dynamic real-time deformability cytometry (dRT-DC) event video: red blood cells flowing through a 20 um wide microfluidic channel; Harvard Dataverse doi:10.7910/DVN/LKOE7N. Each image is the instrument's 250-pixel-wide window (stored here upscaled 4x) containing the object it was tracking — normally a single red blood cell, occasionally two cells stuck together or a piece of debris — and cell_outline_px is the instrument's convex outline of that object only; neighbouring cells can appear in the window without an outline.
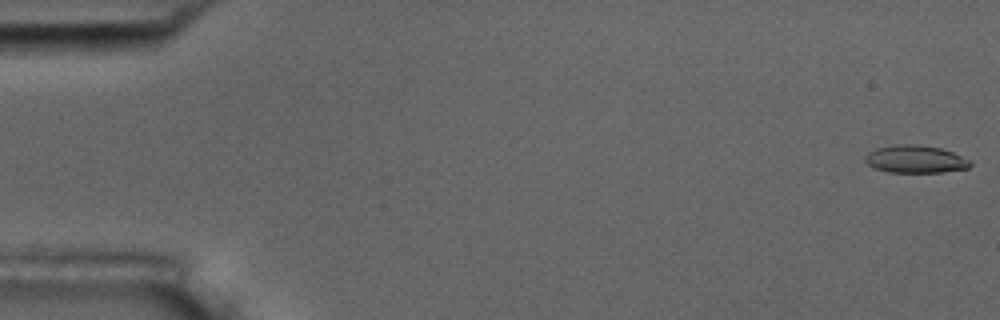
{"species": "common noctule bat (a hibernating species)", "species_latin": "Nyctalus noctula", "temperature_condition": "room temperature", "stored_images_in_passage": 55, "camera_frame_rate_fps": 3000, "um_per_image_px": 0.085, "animal": {"sex": "male", "body_mass_g": 17.5, "forearm_length_mm": 52.3}, "frame": {"image": 1, "passage_image": 1, "time_ms": 0.0, "image_size_px": [1000, 320], "cell_outline_px": [[972, 164], [968, 168], [944, 172], [888, 172], [876, 168], [868, 164], [864, 160], [864, 156], [868, 152], [876, 148], [896, 144], [916, 144], [940, 148], [952, 152], [972, 160]], "centroid_in_image_um": [77.82, 13.52], "position_along_channel_um": 7.2, "area_um2": 16.99}}
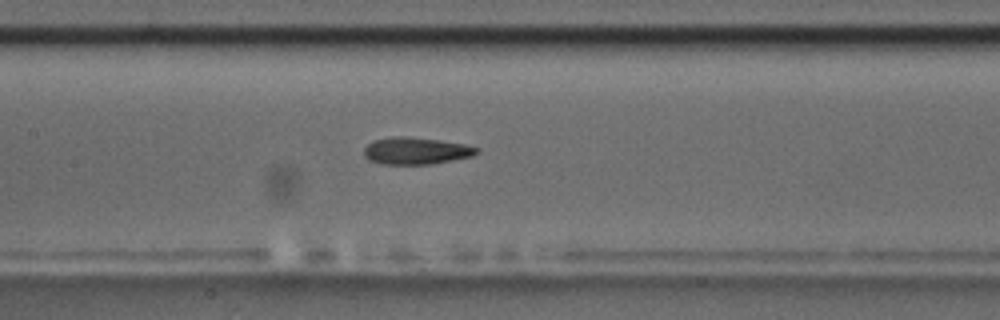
{"frame": {"image": 2, "passage_image": 26, "time_ms": 8.333, "image_size_px": [1000, 320], "cell_outline_px": [[480, 152], [472, 156], [432, 164], [380, 164], [368, 160], [364, 156], [364, 148], [372, 140], [392, 136], [404, 136], [440, 140], [464, 144], [480, 148]], "centroid_in_image_um": [35.34, 12.82], "position_along_channel_um": 172.1, "area_um2": 17.92}}
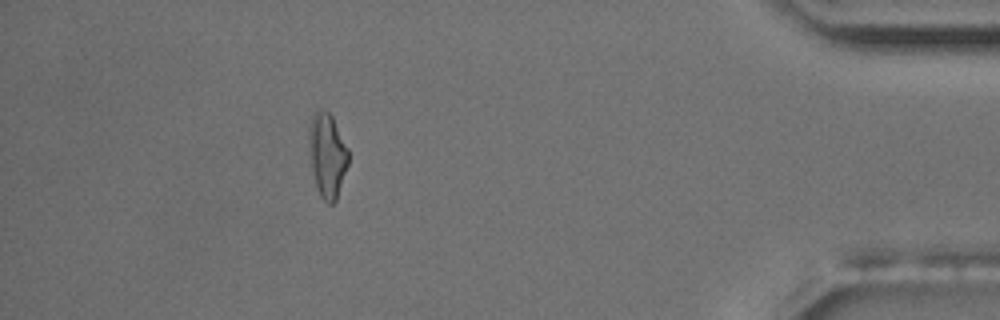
{"frame": {"image": 3, "passage_image": 49, "time_ms": 16.0, "image_size_px": [1000, 320], "cell_outline_px": [[348, 164], [336, 200], [332, 204], [328, 204], [320, 196], [316, 184], [312, 168], [308, 136], [308, 128], [312, 116], [316, 108], [328, 112], [332, 116], [348, 148]], "centroid_in_image_um": [27.81, 13.16], "position_along_channel_um": 407.4, "area_um2": 19.19}, "authors_computed_cell_mechanics": {"area_um2": 17.8024, "velocity_mm_per_s": 3.7307, "shape_relaxation_time_tau1_ms": 5.3151, "shape_relaxation_time_tau2_ms": 3.3326, "deformation_change_tau1": 0.1695, "deformation_change_tau2": 0.1221}}